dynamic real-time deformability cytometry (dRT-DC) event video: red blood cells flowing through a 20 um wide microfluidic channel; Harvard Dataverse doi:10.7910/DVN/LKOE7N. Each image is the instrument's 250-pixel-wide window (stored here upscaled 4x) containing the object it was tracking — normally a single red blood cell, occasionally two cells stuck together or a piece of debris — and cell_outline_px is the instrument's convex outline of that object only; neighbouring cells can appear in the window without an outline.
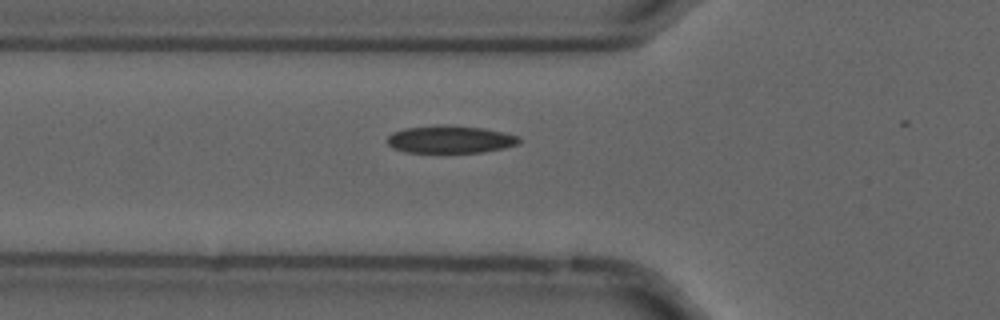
{"species": "common noctule bat (a hibernating species)", "species_latin": "Nyctalus noctula", "temperature_condition": "cold", "stored_images_in_passage": 20, "camera_frame_rate_fps": 3000, "um_per_image_px": 0.085, "animal": {"sex": "male", "forearm_length_mm": 52.5}, "frame": {"image": 1, "passage_image": 19, "time_ms": 6.0, "image_size_px": [1000, 320], "cell_outline_px": [[520, 144], [504, 148], [484, 152], [404, 152], [392, 148], [388, 144], [388, 136], [392, 132], [404, 128], [440, 124], [444, 124], [484, 128], [504, 132], [516, 136], [520, 140]], "centroid_in_image_um": [38.25, 11.84], "position_along_channel_um": 87.5, "area_um2": 21.33}}